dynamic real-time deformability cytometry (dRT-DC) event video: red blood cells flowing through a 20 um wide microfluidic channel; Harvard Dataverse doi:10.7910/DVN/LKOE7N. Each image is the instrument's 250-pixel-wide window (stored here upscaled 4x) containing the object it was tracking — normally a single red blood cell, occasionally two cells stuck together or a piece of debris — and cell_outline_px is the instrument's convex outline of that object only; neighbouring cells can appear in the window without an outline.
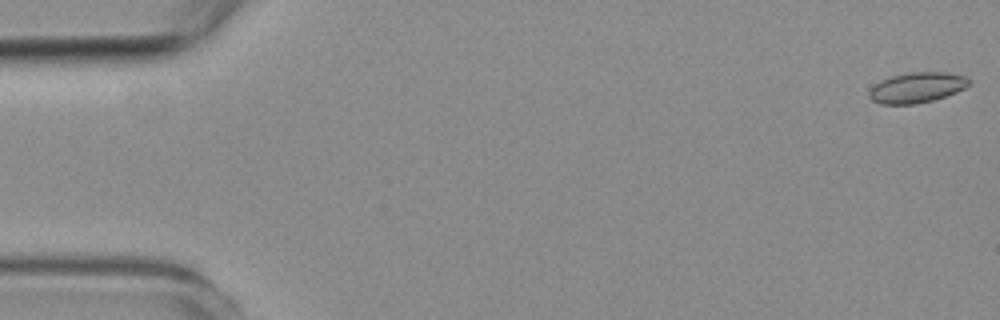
{"species": "common noctule bat (a hibernating species)", "species_latin": "Nyctalus noctula", "temperature_condition": "room temperature", "stored_images_in_passage": 6, "camera_frame_rate_fps": 3000, "um_per_image_px": 0.085, "animal": {"sex": "female", "body_mass_g": 19.3, "forearm_length_mm": 54.1}, "frame": {"image": 1, "passage_image": 1, "time_ms": 0.0, "image_size_px": [1000, 320], "cell_outline_px": [[972, 80], [964, 88], [956, 92], [932, 100], [916, 104], [880, 104], [872, 100], [868, 96], [868, 92], [880, 80], [892, 76], [908, 72], [944, 72], [964, 76]], "centroid_in_image_um": [77.91, 7.44], "position_along_channel_um": 7.1, "area_um2": 17.57}}